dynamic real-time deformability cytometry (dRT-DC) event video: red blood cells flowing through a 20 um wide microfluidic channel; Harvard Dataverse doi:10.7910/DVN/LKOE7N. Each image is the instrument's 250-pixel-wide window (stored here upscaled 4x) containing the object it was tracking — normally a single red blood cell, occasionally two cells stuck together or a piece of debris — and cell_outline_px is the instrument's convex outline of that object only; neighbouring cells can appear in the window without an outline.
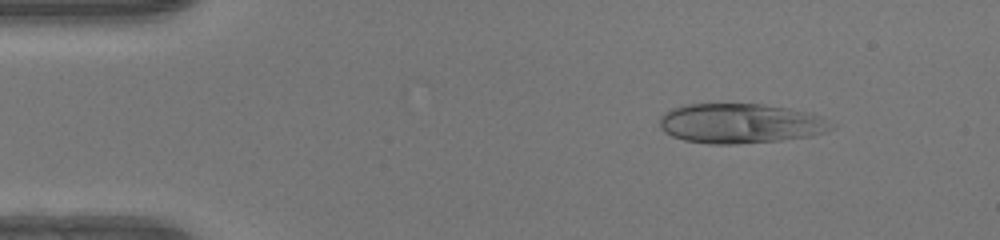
{"species": "human", "species_latin": "Homo sapiens", "temperature_condition": "warm", "stored_images_in_passage": 48, "camera_frame_rate_fps": 3000, "um_per_image_px": 0.085, "donor": {"sex": "female"}, "frame": {"image": 1, "passage_image": 6, "time_ms": 1.667, "image_size_px": [1000, 240], "cell_outline_px": [[836, 128], [812, 136], [780, 140], [732, 144], [708, 144], [684, 140], [672, 136], [664, 132], [660, 128], [660, 116], [664, 112], [672, 108], [684, 104], [760, 104], [788, 108], [812, 112], [836, 124]], "centroid_in_image_um": [62.96, 10.49], "position_along_channel_um": 22.0, "area_um2": 40.17}}
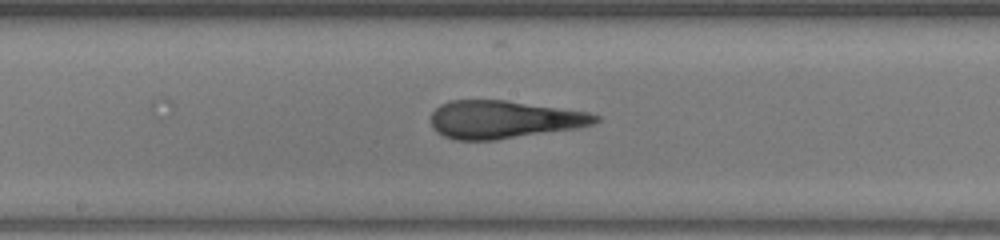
{"frame": {"image": 2, "passage_image": 25, "time_ms": 8.0, "image_size_px": [1000, 240], "cell_outline_px": [[600, 120], [592, 124], [580, 128], [496, 140], [456, 140], [444, 136], [436, 132], [432, 128], [432, 112], [440, 104], [448, 100], [504, 100], [588, 112], [600, 116]], "centroid_in_image_um": [42.82, 10.16], "position_along_channel_um": 205.4, "area_um2": 36.41}}
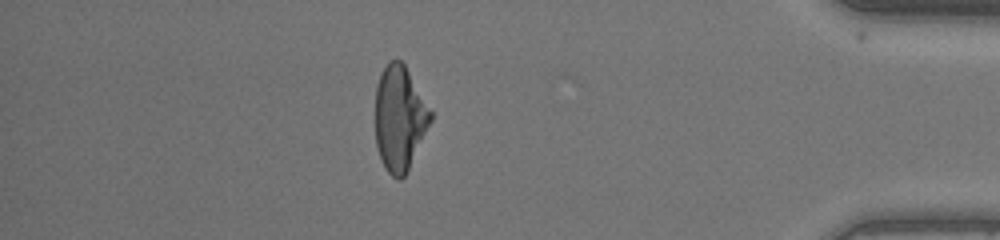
{"frame": {"image": 3, "passage_image": 42, "time_ms": 13.667, "image_size_px": [1000, 240], "cell_outline_px": [[432, 120], [404, 176], [400, 180], [396, 180], [388, 172], [380, 160], [376, 144], [376, 88], [380, 72], [388, 60], [400, 60], [404, 64], [432, 112]], "centroid_in_image_um": [33.95, 10.04], "position_along_channel_um": 401.3, "area_um2": 33.52}, "authors_computed_cell_mechanics": {"area_um2": 36.4718, "velocity_mm_per_s": 4.2382, "shape_relaxation_time_tau1_ms": 9.2738, "shape_relaxation_time_tau2_ms": 1.2119, "deformation_change_tau1": 0.3651, "deformation_change_tau2": 0.0996}}